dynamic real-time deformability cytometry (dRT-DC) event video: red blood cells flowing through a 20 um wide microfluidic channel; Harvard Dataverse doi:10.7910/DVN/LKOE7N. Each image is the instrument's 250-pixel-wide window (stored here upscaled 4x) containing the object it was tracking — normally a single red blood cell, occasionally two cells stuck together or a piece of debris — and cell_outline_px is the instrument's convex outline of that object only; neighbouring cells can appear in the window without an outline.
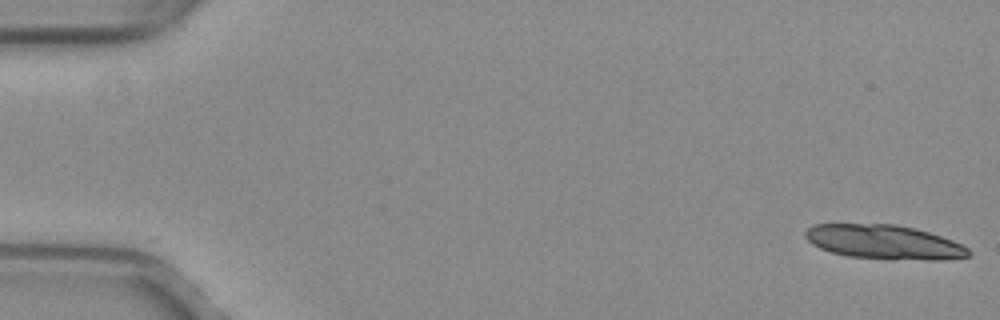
{"species": "common noctule bat (a hibernating species)", "species_latin": "Nyctalus noctula", "temperature_condition": "warm", "stored_images_in_passage": 16, "camera_frame_rate_fps": 3000, "um_per_image_px": 0.085, "animal": {"sex": "female", "body_mass_g": 29.2, "forearm_length_mm": 56.3}, "frame": {"image": 1, "passage_image": 1, "time_ms": 0.0, "image_size_px": [1000, 320], "cell_outline_px": [[972, 252], [968, 256], [940, 260], [888, 260], [848, 256], [832, 252], [820, 248], [812, 244], [804, 236], [804, 232], [812, 224], [896, 224], [916, 228], [952, 240], [968, 248]], "centroid_in_image_um": [75.13, 20.58], "position_along_channel_um": 9.9, "area_um2": 32.83}}